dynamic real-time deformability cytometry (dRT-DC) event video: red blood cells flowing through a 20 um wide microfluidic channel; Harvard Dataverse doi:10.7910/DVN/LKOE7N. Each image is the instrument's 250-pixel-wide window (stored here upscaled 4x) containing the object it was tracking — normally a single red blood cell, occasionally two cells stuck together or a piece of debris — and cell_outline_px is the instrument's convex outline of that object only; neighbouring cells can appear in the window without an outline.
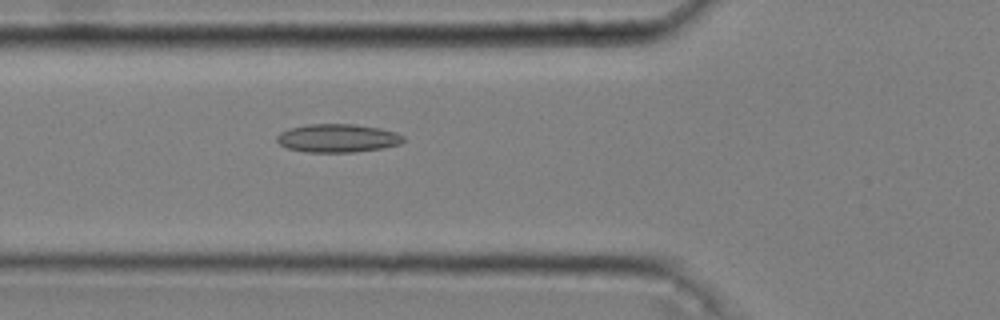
{"species": "common noctule bat (a hibernating species)", "species_latin": "Nyctalus noctula", "temperature_condition": "cold", "stored_images_in_passage": 49, "camera_frame_rate_fps": 3000, "um_per_image_px": 0.085, "animal": {"sex": "male", "body_mass_g": 20.4}, "frame": {"image": 1, "passage_image": 20, "time_ms": 6.333, "image_size_px": [1000, 320], "cell_outline_px": [[404, 140], [400, 144], [380, 148], [352, 152], [308, 152], [288, 148], [280, 144], [276, 140], [276, 136], [280, 132], [288, 128], [308, 124], [356, 124], [380, 128], [396, 132], [404, 136]], "centroid_in_image_um": [28.68, 11.73], "position_along_channel_um": 97.1, "area_um2": 20.87}}
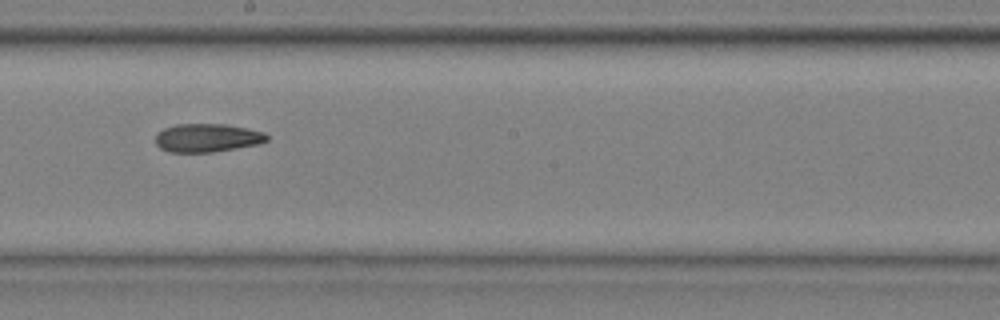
{"frame": {"image": 2, "passage_image": 31, "time_ms": 10.0, "image_size_px": [1000, 320], "cell_outline_px": [[268, 140], [256, 144], [212, 152], [168, 152], [160, 148], [156, 144], [156, 136], [164, 128], [176, 124], [224, 124], [248, 128], [264, 132], [268, 136]], "centroid_in_image_um": [17.6, 11.71], "position_along_channel_um": 230.6, "area_um2": 18.26}}
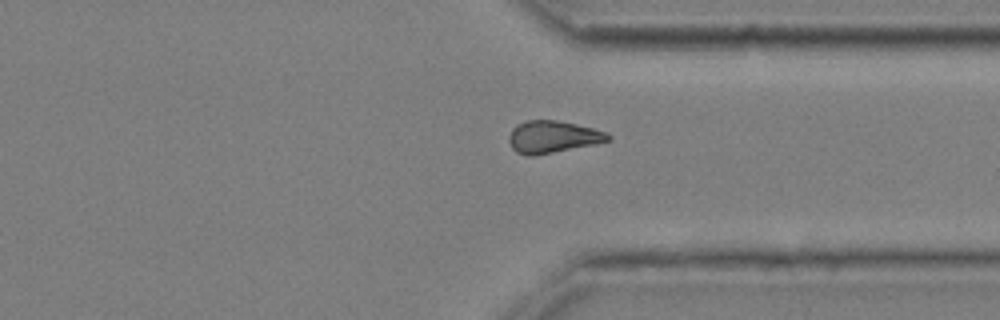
{"frame": {"image": 3, "passage_image": 42, "time_ms": 13.667, "image_size_px": [1000, 320], "cell_outline_px": [[612, 136], [608, 140], [592, 144], [532, 156], [528, 156], [516, 152], [512, 148], [508, 140], [508, 136], [512, 128], [516, 124], [528, 120], [556, 120], [576, 124], [592, 128], [604, 132]], "centroid_in_image_um": [46.9, 11.62], "position_along_channel_um": 364.5, "area_um2": 18.26}, "authors_computed_cell_mechanics": {"area_um2": 19.1318, "velocity_mm_per_s": 3.6381, "shape_relaxation_time_tau1_ms": null, "shape_relaxation_time_tau2_ms": 10.6112, "deformation_change_tau1": null, "deformation_change_tau2": 0.1751}}